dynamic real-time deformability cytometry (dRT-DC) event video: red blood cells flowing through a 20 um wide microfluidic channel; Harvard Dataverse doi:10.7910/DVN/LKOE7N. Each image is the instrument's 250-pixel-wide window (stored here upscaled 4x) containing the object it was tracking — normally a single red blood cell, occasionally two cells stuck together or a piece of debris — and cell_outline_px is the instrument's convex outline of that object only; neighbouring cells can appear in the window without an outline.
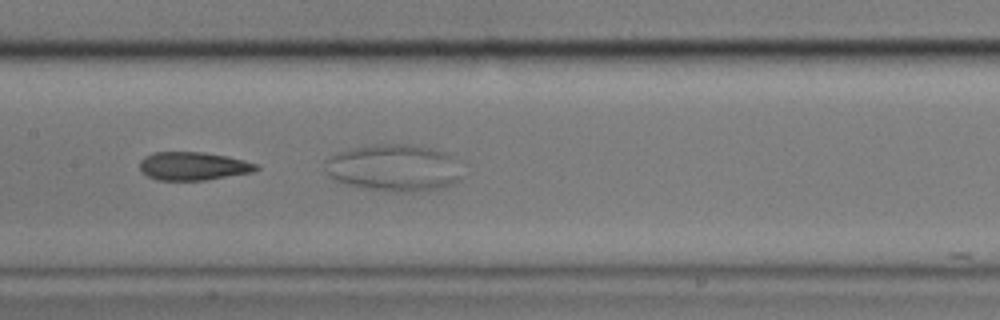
{"species": "common noctule bat (a hibernating species)", "species_latin": "Nyctalus noctula", "temperature_condition": "cold", "stored_images_in_passage": 8, "camera_frame_rate_fps": 3000, "um_per_image_px": 0.085, "animal": {"sex": "male", "body_mass_g": 17.9}, "frame": {"image": 1, "passage_image": 8, "time_ms": 8.0, "image_size_px": [1000, 320], "cell_outline_px": [[260, 168], [252, 172], [204, 180], [156, 180], [148, 176], [140, 168], [140, 160], [144, 156], [156, 152], [204, 152], [228, 156], [260, 164]], "centroid_in_image_um": [16.45, 14.11], "position_along_channel_um": 191.0, "area_um2": 19.19}}